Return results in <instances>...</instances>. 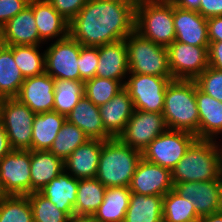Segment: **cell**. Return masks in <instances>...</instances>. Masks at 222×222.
Here are the masks:
<instances>
[{
    "label": "cell",
    "instance_id": "cell-1",
    "mask_svg": "<svg viewBox=\"0 0 222 222\" xmlns=\"http://www.w3.org/2000/svg\"><path fill=\"white\" fill-rule=\"evenodd\" d=\"M137 0H88L69 22V35L82 46L124 40L135 30Z\"/></svg>",
    "mask_w": 222,
    "mask_h": 222
},
{
    "label": "cell",
    "instance_id": "cell-2",
    "mask_svg": "<svg viewBox=\"0 0 222 222\" xmlns=\"http://www.w3.org/2000/svg\"><path fill=\"white\" fill-rule=\"evenodd\" d=\"M162 114L168 129L189 132L199 139V112L194 80L170 81L166 87Z\"/></svg>",
    "mask_w": 222,
    "mask_h": 222
},
{
    "label": "cell",
    "instance_id": "cell-3",
    "mask_svg": "<svg viewBox=\"0 0 222 222\" xmlns=\"http://www.w3.org/2000/svg\"><path fill=\"white\" fill-rule=\"evenodd\" d=\"M171 173L173 184L222 179L216 140L196 139Z\"/></svg>",
    "mask_w": 222,
    "mask_h": 222
},
{
    "label": "cell",
    "instance_id": "cell-4",
    "mask_svg": "<svg viewBox=\"0 0 222 222\" xmlns=\"http://www.w3.org/2000/svg\"><path fill=\"white\" fill-rule=\"evenodd\" d=\"M142 153L118 137L102 141L96 179L107 187H129Z\"/></svg>",
    "mask_w": 222,
    "mask_h": 222
},
{
    "label": "cell",
    "instance_id": "cell-5",
    "mask_svg": "<svg viewBox=\"0 0 222 222\" xmlns=\"http://www.w3.org/2000/svg\"><path fill=\"white\" fill-rule=\"evenodd\" d=\"M135 31L155 44L170 46L175 41L173 3L137 0Z\"/></svg>",
    "mask_w": 222,
    "mask_h": 222
},
{
    "label": "cell",
    "instance_id": "cell-6",
    "mask_svg": "<svg viewBox=\"0 0 222 222\" xmlns=\"http://www.w3.org/2000/svg\"><path fill=\"white\" fill-rule=\"evenodd\" d=\"M129 73L172 77L167 47L155 44L135 30L125 38Z\"/></svg>",
    "mask_w": 222,
    "mask_h": 222
},
{
    "label": "cell",
    "instance_id": "cell-7",
    "mask_svg": "<svg viewBox=\"0 0 222 222\" xmlns=\"http://www.w3.org/2000/svg\"><path fill=\"white\" fill-rule=\"evenodd\" d=\"M35 113L17 98H4L0 103V121L13 150H32V126Z\"/></svg>",
    "mask_w": 222,
    "mask_h": 222
},
{
    "label": "cell",
    "instance_id": "cell-8",
    "mask_svg": "<svg viewBox=\"0 0 222 222\" xmlns=\"http://www.w3.org/2000/svg\"><path fill=\"white\" fill-rule=\"evenodd\" d=\"M196 139L192 133L167 129L148 145L142 158L172 171Z\"/></svg>",
    "mask_w": 222,
    "mask_h": 222
},
{
    "label": "cell",
    "instance_id": "cell-9",
    "mask_svg": "<svg viewBox=\"0 0 222 222\" xmlns=\"http://www.w3.org/2000/svg\"><path fill=\"white\" fill-rule=\"evenodd\" d=\"M131 74L125 82L134 109L162 113L166 87L173 77H159L149 74Z\"/></svg>",
    "mask_w": 222,
    "mask_h": 222
},
{
    "label": "cell",
    "instance_id": "cell-10",
    "mask_svg": "<svg viewBox=\"0 0 222 222\" xmlns=\"http://www.w3.org/2000/svg\"><path fill=\"white\" fill-rule=\"evenodd\" d=\"M31 150H12L0 161V187L4 195L31 193Z\"/></svg>",
    "mask_w": 222,
    "mask_h": 222
},
{
    "label": "cell",
    "instance_id": "cell-11",
    "mask_svg": "<svg viewBox=\"0 0 222 222\" xmlns=\"http://www.w3.org/2000/svg\"><path fill=\"white\" fill-rule=\"evenodd\" d=\"M81 46L70 35L51 43L45 51V72L54 80L80 81L78 64Z\"/></svg>",
    "mask_w": 222,
    "mask_h": 222
},
{
    "label": "cell",
    "instance_id": "cell-12",
    "mask_svg": "<svg viewBox=\"0 0 222 222\" xmlns=\"http://www.w3.org/2000/svg\"><path fill=\"white\" fill-rule=\"evenodd\" d=\"M167 52L173 80H195L209 67L208 46H192L175 40Z\"/></svg>",
    "mask_w": 222,
    "mask_h": 222
},
{
    "label": "cell",
    "instance_id": "cell-13",
    "mask_svg": "<svg viewBox=\"0 0 222 222\" xmlns=\"http://www.w3.org/2000/svg\"><path fill=\"white\" fill-rule=\"evenodd\" d=\"M167 129L162 113L135 109L118 138L124 144L142 153L156 137Z\"/></svg>",
    "mask_w": 222,
    "mask_h": 222
},
{
    "label": "cell",
    "instance_id": "cell-14",
    "mask_svg": "<svg viewBox=\"0 0 222 222\" xmlns=\"http://www.w3.org/2000/svg\"><path fill=\"white\" fill-rule=\"evenodd\" d=\"M174 189L171 170L141 158L129 184L132 193L164 196Z\"/></svg>",
    "mask_w": 222,
    "mask_h": 222
},
{
    "label": "cell",
    "instance_id": "cell-15",
    "mask_svg": "<svg viewBox=\"0 0 222 222\" xmlns=\"http://www.w3.org/2000/svg\"><path fill=\"white\" fill-rule=\"evenodd\" d=\"M222 179L193 181L174 184V190L193 203L196 213L202 217L221 211Z\"/></svg>",
    "mask_w": 222,
    "mask_h": 222
},
{
    "label": "cell",
    "instance_id": "cell-16",
    "mask_svg": "<svg viewBox=\"0 0 222 222\" xmlns=\"http://www.w3.org/2000/svg\"><path fill=\"white\" fill-rule=\"evenodd\" d=\"M55 80L46 72L25 78L16 97L35 114L53 111Z\"/></svg>",
    "mask_w": 222,
    "mask_h": 222
},
{
    "label": "cell",
    "instance_id": "cell-17",
    "mask_svg": "<svg viewBox=\"0 0 222 222\" xmlns=\"http://www.w3.org/2000/svg\"><path fill=\"white\" fill-rule=\"evenodd\" d=\"M175 40L192 46H209L208 24L197 11L183 10L173 3Z\"/></svg>",
    "mask_w": 222,
    "mask_h": 222
},
{
    "label": "cell",
    "instance_id": "cell-18",
    "mask_svg": "<svg viewBox=\"0 0 222 222\" xmlns=\"http://www.w3.org/2000/svg\"><path fill=\"white\" fill-rule=\"evenodd\" d=\"M1 43L7 46L40 45L33 9L28 5L23 11L10 19L1 29Z\"/></svg>",
    "mask_w": 222,
    "mask_h": 222
},
{
    "label": "cell",
    "instance_id": "cell-19",
    "mask_svg": "<svg viewBox=\"0 0 222 222\" xmlns=\"http://www.w3.org/2000/svg\"><path fill=\"white\" fill-rule=\"evenodd\" d=\"M99 62L96 75L100 78L123 81L125 75H129L127 47L124 40L107 43L98 47Z\"/></svg>",
    "mask_w": 222,
    "mask_h": 222
},
{
    "label": "cell",
    "instance_id": "cell-20",
    "mask_svg": "<svg viewBox=\"0 0 222 222\" xmlns=\"http://www.w3.org/2000/svg\"><path fill=\"white\" fill-rule=\"evenodd\" d=\"M40 39L44 42L52 38L63 39L69 35V22L62 17L47 0H31Z\"/></svg>",
    "mask_w": 222,
    "mask_h": 222
},
{
    "label": "cell",
    "instance_id": "cell-21",
    "mask_svg": "<svg viewBox=\"0 0 222 222\" xmlns=\"http://www.w3.org/2000/svg\"><path fill=\"white\" fill-rule=\"evenodd\" d=\"M66 120L79 127L89 139L106 141L113 138L104 128L99 107L85 95L66 115Z\"/></svg>",
    "mask_w": 222,
    "mask_h": 222
},
{
    "label": "cell",
    "instance_id": "cell-22",
    "mask_svg": "<svg viewBox=\"0 0 222 222\" xmlns=\"http://www.w3.org/2000/svg\"><path fill=\"white\" fill-rule=\"evenodd\" d=\"M133 101L128 91L123 88L110 101L99 107L105 130L118 137L134 112Z\"/></svg>",
    "mask_w": 222,
    "mask_h": 222
},
{
    "label": "cell",
    "instance_id": "cell-23",
    "mask_svg": "<svg viewBox=\"0 0 222 222\" xmlns=\"http://www.w3.org/2000/svg\"><path fill=\"white\" fill-rule=\"evenodd\" d=\"M101 149L102 140L89 139L64 160V170L77 179L96 177Z\"/></svg>",
    "mask_w": 222,
    "mask_h": 222
},
{
    "label": "cell",
    "instance_id": "cell-24",
    "mask_svg": "<svg viewBox=\"0 0 222 222\" xmlns=\"http://www.w3.org/2000/svg\"><path fill=\"white\" fill-rule=\"evenodd\" d=\"M78 184L79 179L64 170L48 183L40 193L47 197L58 209L71 217L74 215Z\"/></svg>",
    "mask_w": 222,
    "mask_h": 222
},
{
    "label": "cell",
    "instance_id": "cell-25",
    "mask_svg": "<svg viewBox=\"0 0 222 222\" xmlns=\"http://www.w3.org/2000/svg\"><path fill=\"white\" fill-rule=\"evenodd\" d=\"M199 112V139L214 140L222 133V102L202 92L196 85Z\"/></svg>",
    "mask_w": 222,
    "mask_h": 222
},
{
    "label": "cell",
    "instance_id": "cell-26",
    "mask_svg": "<svg viewBox=\"0 0 222 222\" xmlns=\"http://www.w3.org/2000/svg\"><path fill=\"white\" fill-rule=\"evenodd\" d=\"M64 171V160L50 151L31 150V193L40 192Z\"/></svg>",
    "mask_w": 222,
    "mask_h": 222
},
{
    "label": "cell",
    "instance_id": "cell-27",
    "mask_svg": "<svg viewBox=\"0 0 222 222\" xmlns=\"http://www.w3.org/2000/svg\"><path fill=\"white\" fill-rule=\"evenodd\" d=\"M66 121V116L56 111L35 114L32 126V150L49 151Z\"/></svg>",
    "mask_w": 222,
    "mask_h": 222
},
{
    "label": "cell",
    "instance_id": "cell-28",
    "mask_svg": "<svg viewBox=\"0 0 222 222\" xmlns=\"http://www.w3.org/2000/svg\"><path fill=\"white\" fill-rule=\"evenodd\" d=\"M131 193L129 187H107L94 219L97 222H124Z\"/></svg>",
    "mask_w": 222,
    "mask_h": 222
},
{
    "label": "cell",
    "instance_id": "cell-29",
    "mask_svg": "<svg viewBox=\"0 0 222 222\" xmlns=\"http://www.w3.org/2000/svg\"><path fill=\"white\" fill-rule=\"evenodd\" d=\"M163 196L131 193L124 222H163Z\"/></svg>",
    "mask_w": 222,
    "mask_h": 222
},
{
    "label": "cell",
    "instance_id": "cell-30",
    "mask_svg": "<svg viewBox=\"0 0 222 222\" xmlns=\"http://www.w3.org/2000/svg\"><path fill=\"white\" fill-rule=\"evenodd\" d=\"M24 77L13 57V46L0 45V98H16Z\"/></svg>",
    "mask_w": 222,
    "mask_h": 222
},
{
    "label": "cell",
    "instance_id": "cell-31",
    "mask_svg": "<svg viewBox=\"0 0 222 222\" xmlns=\"http://www.w3.org/2000/svg\"><path fill=\"white\" fill-rule=\"evenodd\" d=\"M105 190L96 177L79 179L74 215L93 216L104 200Z\"/></svg>",
    "mask_w": 222,
    "mask_h": 222
},
{
    "label": "cell",
    "instance_id": "cell-32",
    "mask_svg": "<svg viewBox=\"0 0 222 222\" xmlns=\"http://www.w3.org/2000/svg\"><path fill=\"white\" fill-rule=\"evenodd\" d=\"M163 222H198L193 203L179 195L174 189L163 196Z\"/></svg>",
    "mask_w": 222,
    "mask_h": 222
},
{
    "label": "cell",
    "instance_id": "cell-33",
    "mask_svg": "<svg viewBox=\"0 0 222 222\" xmlns=\"http://www.w3.org/2000/svg\"><path fill=\"white\" fill-rule=\"evenodd\" d=\"M84 95V82L55 79L53 111L67 115Z\"/></svg>",
    "mask_w": 222,
    "mask_h": 222
},
{
    "label": "cell",
    "instance_id": "cell-34",
    "mask_svg": "<svg viewBox=\"0 0 222 222\" xmlns=\"http://www.w3.org/2000/svg\"><path fill=\"white\" fill-rule=\"evenodd\" d=\"M40 45H14L13 57L24 78L45 73V52L38 51Z\"/></svg>",
    "mask_w": 222,
    "mask_h": 222
},
{
    "label": "cell",
    "instance_id": "cell-35",
    "mask_svg": "<svg viewBox=\"0 0 222 222\" xmlns=\"http://www.w3.org/2000/svg\"><path fill=\"white\" fill-rule=\"evenodd\" d=\"M88 140V136L79 127L66 120L49 151L65 160L73 151Z\"/></svg>",
    "mask_w": 222,
    "mask_h": 222
},
{
    "label": "cell",
    "instance_id": "cell-36",
    "mask_svg": "<svg viewBox=\"0 0 222 222\" xmlns=\"http://www.w3.org/2000/svg\"><path fill=\"white\" fill-rule=\"evenodd\" d=\"M0 222H34L28 196L5 195L0 201Z\"/></svg>",
    "mask_w": 222,
    "mask_h": 222
},
{
    "label": "cell",
    "instance_id": "cell-37",
    "mask_svg": "<svg viewBox=\"0 0 222 222\" xmlns=\"http://www.w3.org/2000/svg\"><path fill=\"white\" fill-rule=\"evenodd\" d=\"M123 88L120 81L97 76L84 81V95L98 107L110 101Z\"/></svg>",
    "mask_w": 222,
    "mask_h": 222
},
{
    "label": "cell",
    "instance_id": "cell-38",
    "mask_svg": "<svg viewBox=\"0 0 222 222\" xmlns=\"http://www.w3.org/2000/svg\"><path fill=\"white\" fill-rule=\"evenodd\" d=\"M30 201L34 222H67L69 216L58 209L40 192L27 195Z\"/></svg>",
    "mask_w": 222,
    "mask_h": 222
},
{
    "label": "cell",
    "instance_id": "cell-39",
    "mask_svg": "<svg viewBox=\"0 0 222 222\" xmlns=\"http://www.w3.org/2000/svg\"><path fill=\"white\" fill-rule=\"evenodd\" d=\"M194 81L202 92L222 102V70L209 66Z\"/></svg>",
    "mask_w": 222,
    "mask_h": 222
},
{
    "label": "cell",
    "instance_id": "cell-40",
    "mask_svg": "<svg viewBox=\"0 0 222 222\" xmlns=\"http://www.w3.org/2000/svg\"><path fill=\"white\" fill-rule=\"evenodd\" d=\"M99 62L98 47L81 46L78 68L80 81H86L95 77Z\"/></svg>",
    "mask_w": 222,
    "mask_h": 222
},
{
    "label": "cell",
    "instance_id": "cell-41",
    "mask_svg": "<svg viewBox=\"0 0 222 222\" xmlns=\"http://www.w3.org/2000/svg\"><path fill=\"white\" fill-rule=\"evenodd\" d=\"M57 12L70 22L88 0H47Z\"/></svg>",
    "mask_w": 222,
    "mask_h": 222
},
{
    "label": "cell",
    "instance_id": "cell-42",
    "mask_svg": "<svg viewBox=\"0 0 222 222\" xmlns=\"http://www.w3.org/2000/svg\"><path fill=\"white\" fill-rule=\"evenodd\" d=\"M29 0H0V29L28 5Z\"/></svg>",
    "mask_w": 222,
    "mask_h": 222
},
{
    "label": "cell",
    "instance_id": "cell-43",
    "mask_svg": "<svg viewBox=\"0 0 222 222\" xmlns=\"http://www.w3.org/2000/svg\"><path fill=\"white\" fill-rule=\"evenodd\" d=\"M198 13L206 19L222 16V0H201Z\"/></svg>",
    "mask_w": 222,
    "mask_h": 222
},
{
    "label": "cell",
    "instance_id": "cell-44",
    "mask_svg": "<svg viewBox=\"0 0 222 222\" xmlns=\"http://www.w3.org/2000/svg\"><path fill=\"white\" fill-rule=\"evenodd\" d=\"M208 60L210 67L222 70V41L209 43Z\"/></svg>",
    "mask_w": 222,
    "mask_h": 222
},
{
    "label": "cell",
    "instance_id": "cell-45",
    "mask_svg": "<svg viewBox=\"0 0 222 222\" xmlns=\"http://www.w3.org/2000/svg\"><path fill=\"white\" fill-rule=\"evenodd\" d=\"M209 42L222 41V16L207 19Z\"/></svg>",
    "mask_w": 222,
    "mask_h": 222
},
{
    "label": "cell",
    "instance_id": "cell-46",
    "mask_svg": "<svg viewBox=\"0 0 222 222\" xmlns=\"http://www.w3.org/2000/svg\"><path fill=\"white\" fill-rule=\"evenodd\" d=\"M12 150L4 125L0 121V161Z\"/></svg>",
    "mask_w": 222,
    "mask_h": 222
},
{
    "label": "cell",
    "instance_id": "cell-47",
    "mask_svg": "<svg viewBox=\"0 0 222 222\" xmlns=\"http://www.w3.org/2000/svg\"><path fill=\"white\" fill-rule=\"evenodd\" d=\"M201 0H176L174 5L183 10H191L199 12Z\"/></svg>",
    "mask_w": 222,
    "mask_h": 222
},
{
    "label": "cell",
    "instance_id": "cell-48",
    "mask_svg": "<svg viewBox=\"0 0 222 222\" xmlns=\"http://www.w3.org/2000/svg\"><path fill=\"white\" fill-rule=\"evenodd\" d=\"M198 222H222V211L202 216Z\"/></svg>",
    "mask_w": 222,
    "mask_h": 222
},
{
    "label": "cell",
    "instance_id": "cell-49",
    "mask_svg": "<svg viewBox=\"0 0 222 222\" xmlns=\"http://www.w3.org/2000/svg\"><path fill=\"white\" fill-rule=\"evenodd\" d=\"M67 222H97L93 216H77L73 215L69 217Z\"/></svg>",
    "mask_w": 222,
    "mask_h": 222
},
{
    "label": "cell",
    "instance_id": "cell-50",
    "mask_svg": "<svg viewBox=\"0 0 222 222\" xmlns=\"http://www.w3.org/2000/svg\"><path fill=\"white\" fill-rule=\"evenodd\" d=\"M217 148H218V152H219V158L221 159V163H222V148L219 147V144H217Z\"/></svg>",
    "mask_w": 222,
    "mask_h": 222
},
{
    "label": "cell",
    "instance_id": "cell-51",
    "mask_svg": "<svg viewBox=\"0 0 222 222\" xmlns=\"http://www.w3.org/2000/svg\"><path fill=\"white\" fill-rule=\"evenodd\" d=\"M155 1H158V2H172V3H174L176 0H155Z\"/></svg>",
    "mask_w": 222,
    "mask_h": 222
},
{
    "label": "cell",
    "instance_id": "cell-52",
    "mask_svg": "<svg viewBox=\"0 0 222 222\" xmlns=\"http://www.w3.org/2000/svg\"><path fill=\"white\" fill-rule=\"evenodd\" d=\"M4 196H5V195L3 194L2 189H1V187H0V201H1V199H2Z\"/></svg>",
    "mask_w": 222,
    "mask_h": 222
},
{
    "label": "cell",
    "instance_id": "cell-53",
    "mask_svg": "<svg viewBox=\"0 0 222 222\" xmlns=\"http://www.w3.org/2000/svg\"><path fill=\"white\" fill-rule=\"evenodd\" d=\"M221 211H222V185H221Z\"/></svg>",
    "mask_w": 222,
    "mask_h": 222
}]
</instances>
